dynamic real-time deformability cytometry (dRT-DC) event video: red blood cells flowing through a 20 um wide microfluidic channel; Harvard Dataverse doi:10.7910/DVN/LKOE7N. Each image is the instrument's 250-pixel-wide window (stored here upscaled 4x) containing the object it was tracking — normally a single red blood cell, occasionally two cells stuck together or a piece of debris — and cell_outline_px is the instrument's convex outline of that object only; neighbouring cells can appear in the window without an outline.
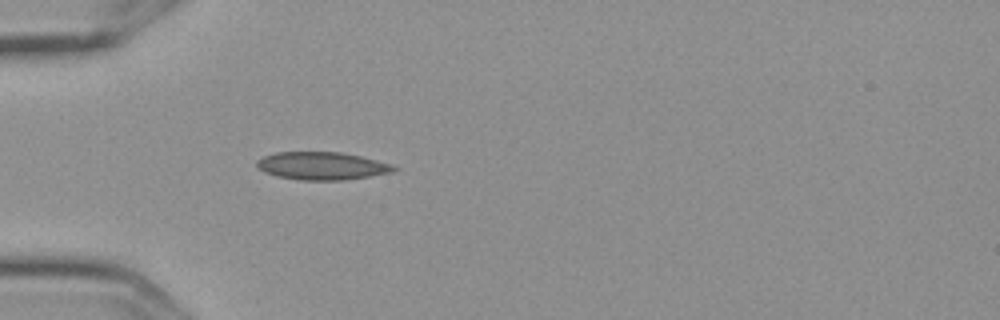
{"species": "Egyptian fruit bat (a non-hibernating species)", "species_latin": "Rousettus aegyptiacus", "temperature_condition": "cold", "stored_images_in_passage": 1, "camera_frame_rate_fps": 3000, "um_per_image_px": 0.085, "frame": {"image": 1, "passage_image": 1, "time_ms": 0.0, "image_size_px": [1000, 320], "cell_outline_px": [[400, 168], [392, 172], [344, 180], [300, 180], [280, 176], [264, 172], [256, 168], [256, 160], [264, 156], [276, 152], [340, 152], [360, 156], [392, 164]], "centroid_in_image_um": [27.35, 14.09], "position_along_channel_um": 57.6, "area_um2": 22.14}}